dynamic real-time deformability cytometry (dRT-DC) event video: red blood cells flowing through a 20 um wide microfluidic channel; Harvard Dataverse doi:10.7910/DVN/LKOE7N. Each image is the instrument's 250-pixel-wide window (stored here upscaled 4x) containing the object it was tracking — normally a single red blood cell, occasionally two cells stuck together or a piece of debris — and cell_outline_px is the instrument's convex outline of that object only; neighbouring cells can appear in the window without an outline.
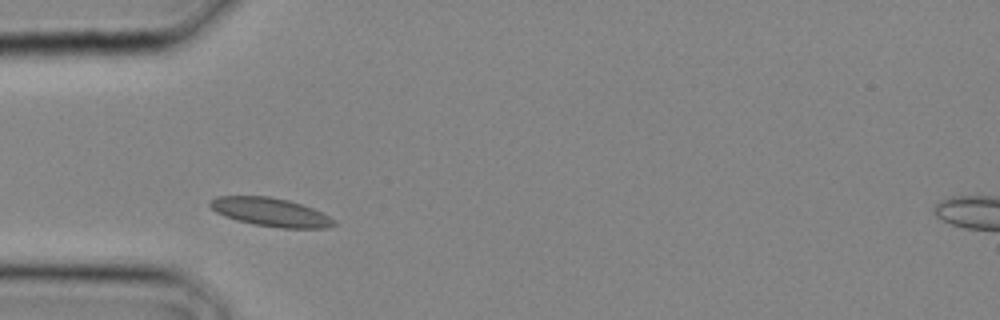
{"species": "common noctule bat (a hibernating species)", "species_latin": "Nyctalus noctula", "temperature_condition": "cold", "stored_images_in_passage": 1, "camera_frame_rate_fps": 3000, "um_per_image_px": 0.085, "animal": {"sex": "male", "body_mass_g": 20.4}, "frame": {"image": 1, "passage_image": 1, "time_ms": 0.0, "image_size_px": [1000, 320], "cell_outline_px": [[336, 224], [324, 228], [280, 228], [256, 224], [236, 220], [224, 216], [216, 212], [208, 204], [208, 200], [216, 196], [268, 196], [288, 200], [312, 208], [336, 220]], "centroid_in_image_um": [22.96, 18.02], "position_along_channel_um": 62.0, "area_um2": 20.46}}